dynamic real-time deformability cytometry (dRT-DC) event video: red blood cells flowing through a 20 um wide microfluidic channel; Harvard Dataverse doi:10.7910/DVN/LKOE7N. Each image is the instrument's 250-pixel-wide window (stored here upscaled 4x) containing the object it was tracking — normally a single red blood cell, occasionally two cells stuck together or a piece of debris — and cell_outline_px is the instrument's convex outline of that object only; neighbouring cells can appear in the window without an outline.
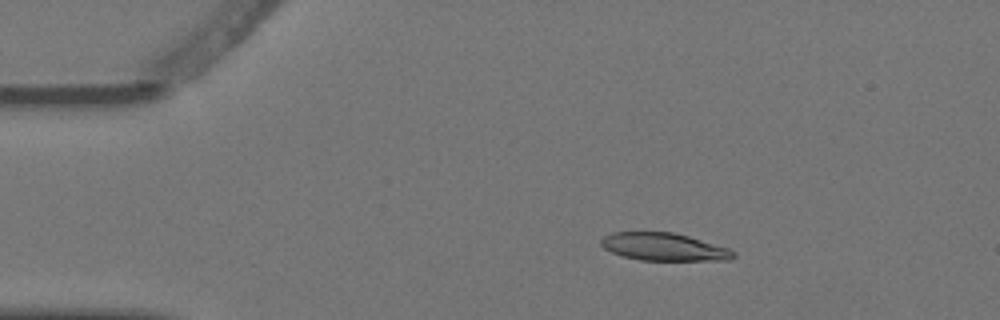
{"species": "Egyptian fruit bat (a non-hibernating species)", "species_latin": "Rousettus aegyptiacus", "temperature_condition": "warm", "stored_images_in_passage": 5, "camera_frame_rate_fps": 3000, "um_per_image_px": 0.085, "animal": {"sex": "female"}, "frame": {"image": 1, "passage_image": 3, "time_ms": 0.667, "image_size_px": [1000, 320], "cell_outline_px": [[736, 256], [732, 260], [640, 260], [624, 256], [612, 252], [604, 248], [600, 244], [600, 240], [604, 236], [612, 232], [672, 232], [688, 236], [728, 248], [736, 252]], "centroid_in_image_um": [56.44, 20.98], "position_along_channel_um": 28.6, "area_um2": 21.27}}
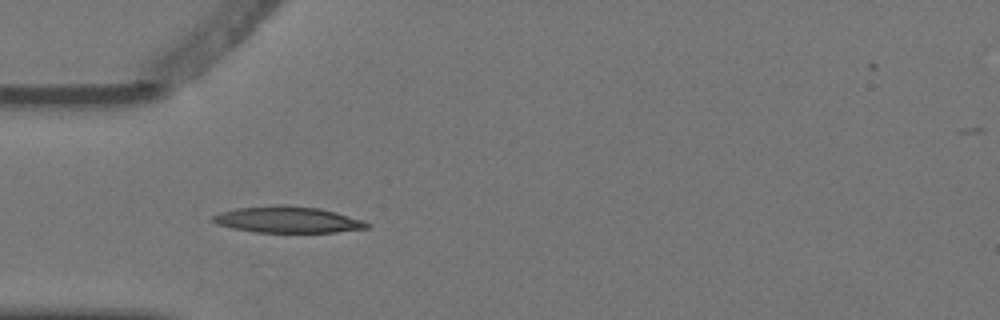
{"frame": {"image": 2, "passage_image": 5, "time_ms": 1.333, "image_size_px": [1000, 320], "cell_outline_px": [[372, 224], [368, 228], [336, 232], [252, 232], [232, 228], [216, 224], [208, 220], [212, 216], [220, 212], [236, 208], [276, 204], [288, 204], [320, 208], [336, 212], [364, 220]], "centroid_in_image_um": [24.43, 18.66], "position_along_channel_um": 60.6, "area_um2": 24.1}}